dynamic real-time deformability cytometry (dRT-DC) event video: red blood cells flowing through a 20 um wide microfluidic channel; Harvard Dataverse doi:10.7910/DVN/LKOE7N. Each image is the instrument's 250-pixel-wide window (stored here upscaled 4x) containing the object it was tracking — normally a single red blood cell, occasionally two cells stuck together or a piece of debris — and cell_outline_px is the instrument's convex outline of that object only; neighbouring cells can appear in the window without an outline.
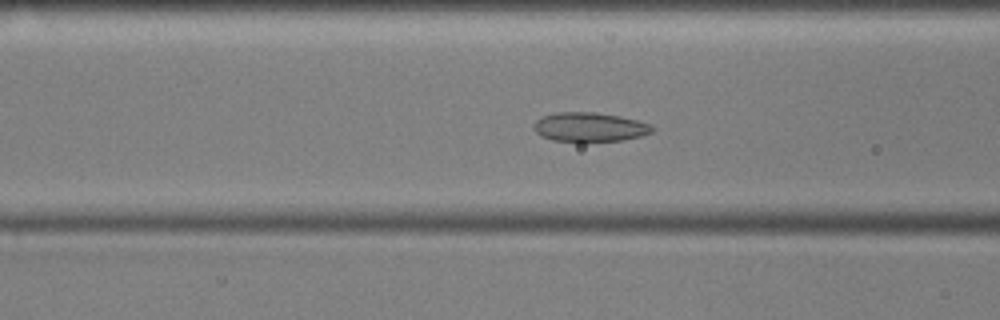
{"species": "common noctule bat (a hibernating species)", "species_latin": "Nyctalus noctula", "temperature_condition": "cold", "stored_images_in_passage": 57, "camera_frame_rate_fps": 3000, "um_per_image_px": 0.085, "animal": {"sex": "male", "body_mass_g": 17.9, "forearm_length_mm": 54.2}, "frame": {"image": 1, "passage_image": 21, "time_ms": 6.667, "image_size_px": [1000, 320], "cell_outline_px": [[656, 128], [652, 132], [640, 136], [624, 140], [584, 144], [580, 144], [552, 140], [540, 136], [532, 128], [536, 120], [544, 116], [556, 112], [596, 112], [620, 116], [652, 124]], "centroid_in_image_um": [50.12, 10.84], "position_along_channel_um": 116.5, "area_um2": 21.04}}
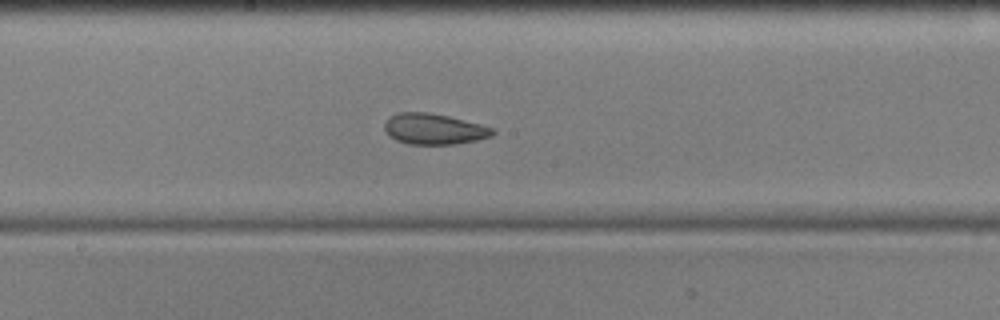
{"frame": {"image": 2, "passage_image": 29, "time_ms": 9.333, "image_size_px": [1000, 320], "cell_outline_px": [[496, 132], [492, 136], [476, 140], [456, 144], [408, 144], [396, 140], [388, 136], [384, 128], [384, 124], [388, 116], [396, 112], [428, 112], [448, 116], [480, 124], [492, 128]], "centroid_in_image_um": [36.84, 10.96], "position_along_channel_um": 211.4, "area_um2": 19.54}}
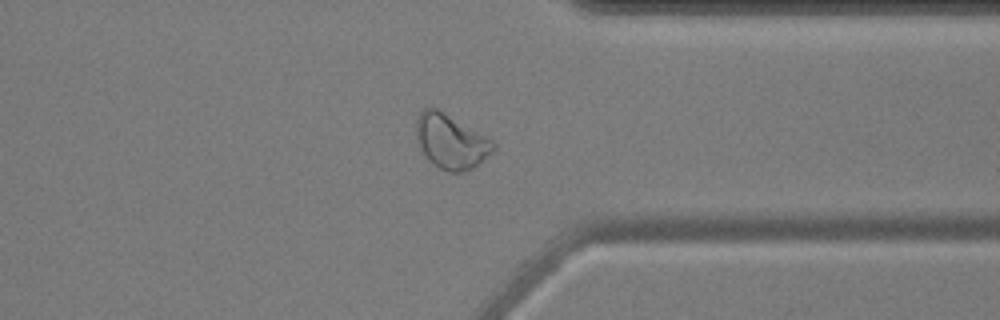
{"frame": {"image": 3, "passage_image": 43, "time_ms": 14.0, "image_size_px": [1000, 320], "cell_outline_px": [[496, 148], [492, 152], [472, 168], [464, 172], [448, 172], [440, 168], [428, 160], [420, 152], [416, 136], [416, 120], [420, 112], [424, 108], [436, 108], [492, 140], [496, 144]], "centroid_in_image_um": [38.29, 12.05], "position_along_channel_um": 373.1, "area_um2": 24.22}, "authors_computed_cell_mechanics": {"area_um2": 22.4842, "velocity_mm_per_s": 3.5513, "shape_relaxation_time_tau1_ms": 5.6475, "shape_relaxation_time_tau2_ms": 2.3734, "deformation_change_tau1": 0.1024, "deformation_change_tau2": 0.0614}}